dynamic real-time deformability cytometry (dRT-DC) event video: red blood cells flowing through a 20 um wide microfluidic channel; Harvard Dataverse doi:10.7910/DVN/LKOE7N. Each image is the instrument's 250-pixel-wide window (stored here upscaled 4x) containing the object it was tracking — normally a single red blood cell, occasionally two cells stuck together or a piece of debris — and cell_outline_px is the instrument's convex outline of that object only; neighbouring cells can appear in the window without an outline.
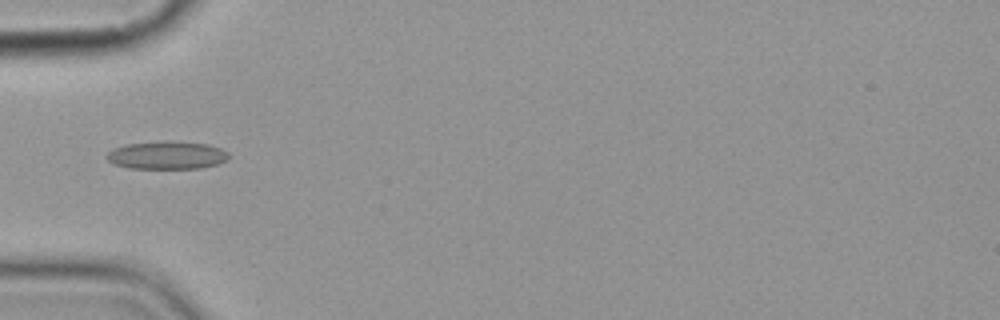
{"species": "common noctule bat (a hibernating species)", "species_latin": "Nyctalus noctula", "temperature_condition": "cold", "stored_images_in_passage": 12, "camera_frame_rate_fps": 3000, "um_per_image_px": 0.085, "animal": {"sex": "female", "body_mass_g": 19.9}, "frame": {"image": 1, "passage_image": 3, "time_ms": 3.333, "image_size_px": [1000, 320], "cell_outline_px": [[228, 160], [216, 164], [200, 168], [128, 168], [116, 164], [108, 160], [104, 156], [112, 148], [124, 144], [160, 140], [172, 140], [208, 144], [220, 148], [228, 152]], "centroid_in_image_um": [14.16, 13.17], "position_along_channel_um": 70.8, "area_um2": 20.17}}
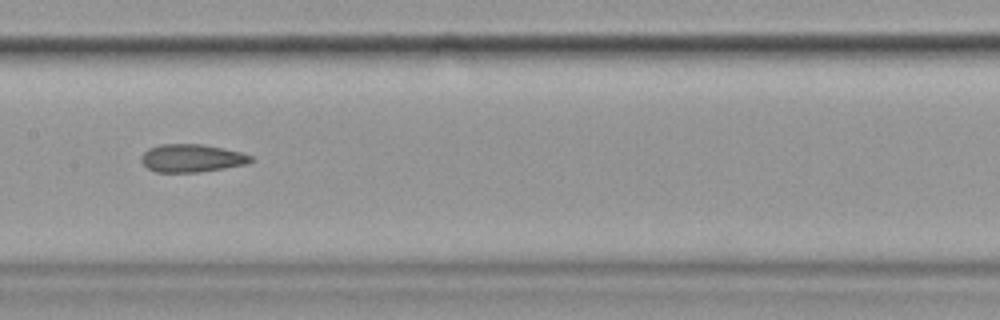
{"frame": {"image": 2, "passage_image": 6, "time_ms": 6.667, "image_size_px": [1000, 320], "cell_outline_px": [[256, 160], [248, 164], [224, 168], [196, 172], [156, 172], [148, 168], [140, 160], [140, 156], [148, 148], [160, 144], [204, 144], [224, 148], [240, 152], [252, 156]], "centroid_in_image_um": [16.31, 13.43], "position_along_channel_um": 191.1, "area_um2": 17.98}}
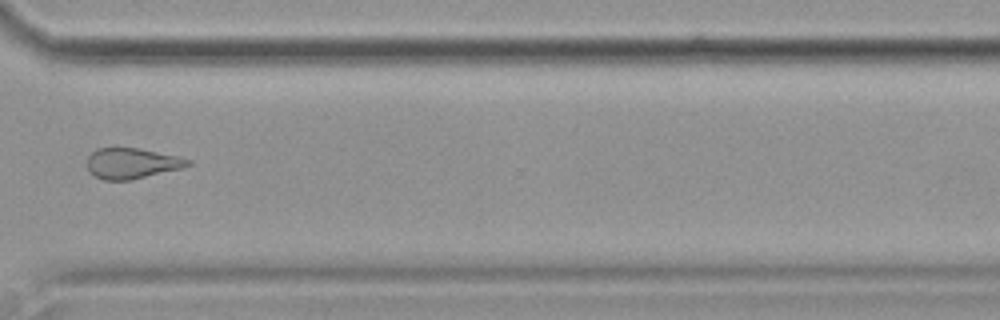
{"frame": {"image": 3, "passage_image": 10, "time_ms": 11.333, "image_size_px": [1000, 320], "cell_outline_px": [[192, 164], [184, 168], [132, 180], [104, 180], [88, 172], [88, 156], [96, 148], [140, 148], [180, 156], [192, 160]], "centroid_in_image_um": [11.26, 13.88], "position_along_channel_um": 359.3, "area_um2": 18.26}, "authors_computed_cell_mechanics": {"area_um2": 18.4671, "velocity_mm_per_s": 3.6153, "shape_relaxation_time_tau1_ms": 4.2089, "shape_relaxation_time_tau2_ms": 1.9861, "deformation_change_tau1": 0.1175, "deformation_change_tau2": 0.0883}}